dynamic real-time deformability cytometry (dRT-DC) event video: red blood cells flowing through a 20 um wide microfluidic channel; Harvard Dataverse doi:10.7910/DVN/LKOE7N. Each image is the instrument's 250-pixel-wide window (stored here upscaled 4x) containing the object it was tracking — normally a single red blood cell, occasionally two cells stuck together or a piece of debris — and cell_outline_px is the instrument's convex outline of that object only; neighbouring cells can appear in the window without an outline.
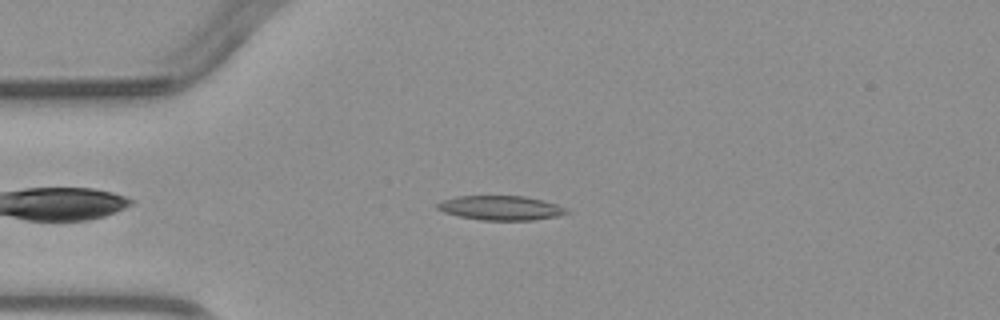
{"species": "common noctule bat (a hibernating species)", "species_latin": "Nyctalus noctula", "temperature_condition": "warm", "stored_images_in_passage": 5, "camera_frame_rate_fps": 3000, "um_per_image_px": 0.085, "animal": {"sex": "male", "body_mass_g": 23.1, "forearm_length_mm": 52.7}, "frame": {"image": 1, "passage_image": 4, "time_ms": 5.0, "image_size_px": [1000, 320], "cell_outline_px": [[572, 212], [556, 216], [532, 220], [480, 220], [460, 216], [444, 212], [436, 208], [436, 204], [440, 200], [456, 196], [524, 196], [544, 200], [568, 208]], "centroid_in_image_um": [42.57, 17.66], "position_along_channel_um": 42.4, "area_um2": 18.5}}